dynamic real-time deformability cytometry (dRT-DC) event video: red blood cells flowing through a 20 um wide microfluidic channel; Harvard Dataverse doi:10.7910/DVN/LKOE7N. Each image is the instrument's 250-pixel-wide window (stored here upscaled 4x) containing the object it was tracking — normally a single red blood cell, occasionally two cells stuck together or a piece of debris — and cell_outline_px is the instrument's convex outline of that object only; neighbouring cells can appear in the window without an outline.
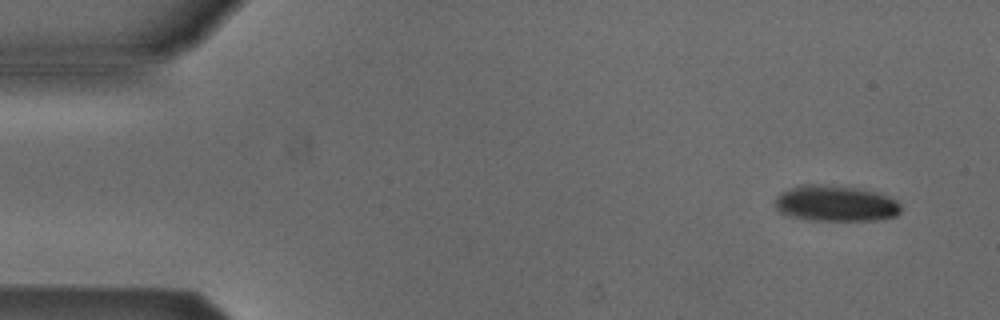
{"species": "Egyptian fruit bat (a non-hibernating species)", "species_latin": "Rousettus aegyptiacus", "temperature_condition": "cold", "stored_images_in_passage": 4, "camera_frame_rate_fps": 3000, "um_per_image_px": 0.085, "animal": {"sex": "male"}, "frame": {"image": 1, "passage_image": 1, "time_ms": 0.0, "image_size_px": [1000, 320], "cell_outline_px": [[900, 212], [896, 216], [876, 220], [812, 220], [792, 216], [780, 212], [776, 208], [776, 196], [780, 192], [788, 188], [800, 184], [832, 184], [860, 188], [880, 192], [896, 200], [900, 204]], "centroid_in_image_um": [71.04, 17.26], "position_along_channel_um": 14.0, "area_um2": 26.7}}
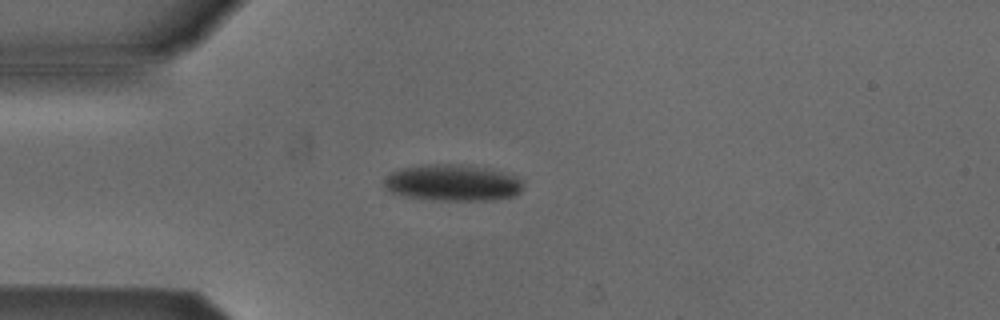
{"frame": {"image": 2, "passage_image": 4, "time_ms": 1.0, "image_size_px": [1000, 320], "cell_outline_px": [[524, 188], [516, 196], [492, 200], [436, 200], [404, 196], [388, 192], [384, 184], [384, 180], [392, 172], [400, 168], [428, 164], [448, 164], [476, 168], [500, 172], [516, 176], [524, 180]], "centroid_in_image_um": [38.47, 15.56], "position_along_channel_um": 46.5, "area_um2": 29.25}}